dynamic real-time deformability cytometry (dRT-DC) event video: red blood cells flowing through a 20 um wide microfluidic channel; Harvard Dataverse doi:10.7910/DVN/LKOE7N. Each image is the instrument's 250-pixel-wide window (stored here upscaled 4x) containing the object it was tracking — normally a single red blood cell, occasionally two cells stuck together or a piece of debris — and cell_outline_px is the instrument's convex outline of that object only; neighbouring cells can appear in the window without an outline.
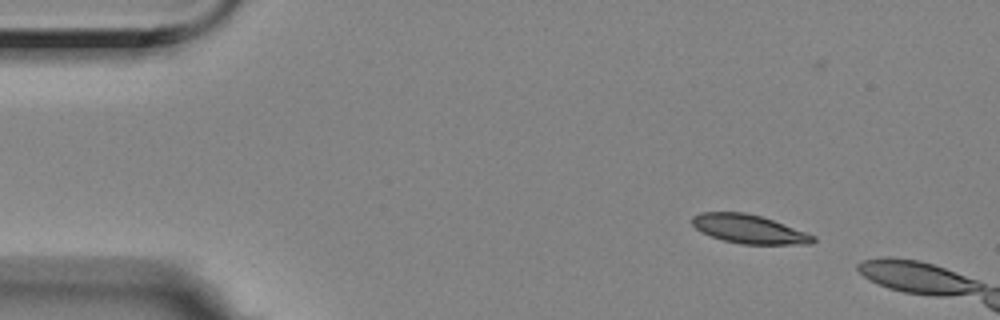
{"species": "Egyptian fruit bat (a non-hibernating species)", "species_latin": "Rousettus aegyptiacus", "temperature_condition": "room temperature", "stored_images_in_passage": 12, "camera_frame_rate_fps": 3000, "um_per_image_px": 0.085, "animal": {"sex": "female"}, "frame": {"image": 1, "passage_image": 6, "time_ms": 1.667, "image_size_px": [1000, 320], "cell_outline_px": [[816, 240], [812, 244], [740, 244], [724, 240], [700, 232], [692, 224], [692, 216], [700, 212], [744, 212], [760, 216], [772, 220], [816, 236]], "centroid_in_image_um": [63.65, 19.47], "position_along_channel_um": 21.4, "area_um2": 20.11}}